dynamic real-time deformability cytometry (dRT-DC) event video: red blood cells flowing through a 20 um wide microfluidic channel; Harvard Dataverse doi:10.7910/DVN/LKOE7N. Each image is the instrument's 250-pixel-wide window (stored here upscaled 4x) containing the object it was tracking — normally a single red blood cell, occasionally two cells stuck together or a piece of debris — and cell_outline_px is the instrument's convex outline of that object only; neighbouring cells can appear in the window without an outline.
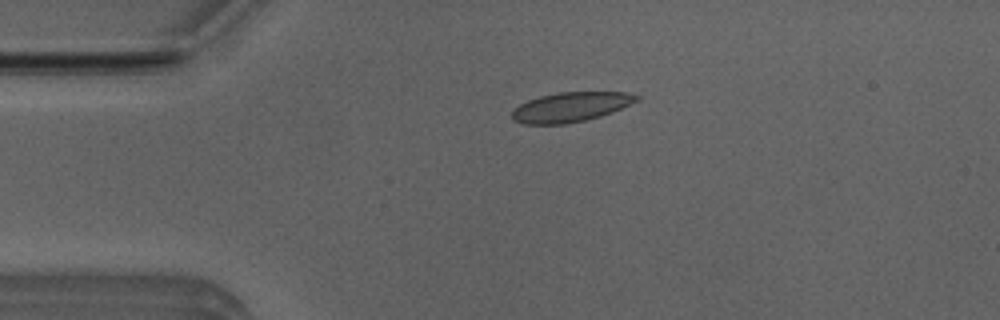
{"species": "Egyptian fruit bat (a non-hibernating species)", "species_latin": "Rousettus aegyptiacus", "temperature_condition": "room temperature", "stored_images_in_passage": 4, "camera_frame_rate_fps": 3000, "um_per_image_px": 0.085, "animal": {"sex": "male"}, "frame": {"image": 1, "passage_image": 3, "time_ms": 0.667, "image_size_px": [1000, 320], "cell_outline_px": [[640, 100], [612, 112], [600, 116], [584, 120], [564, 124], [524, 124], [512, 120], [512, 108], [528, 100], [540, 96], [560, 92], [628, 92], [640, 96]], "centroid_in_image_um": [48.5, 9.09], "position_along_channel_um": 36.5, "area_um2": 21.56}}